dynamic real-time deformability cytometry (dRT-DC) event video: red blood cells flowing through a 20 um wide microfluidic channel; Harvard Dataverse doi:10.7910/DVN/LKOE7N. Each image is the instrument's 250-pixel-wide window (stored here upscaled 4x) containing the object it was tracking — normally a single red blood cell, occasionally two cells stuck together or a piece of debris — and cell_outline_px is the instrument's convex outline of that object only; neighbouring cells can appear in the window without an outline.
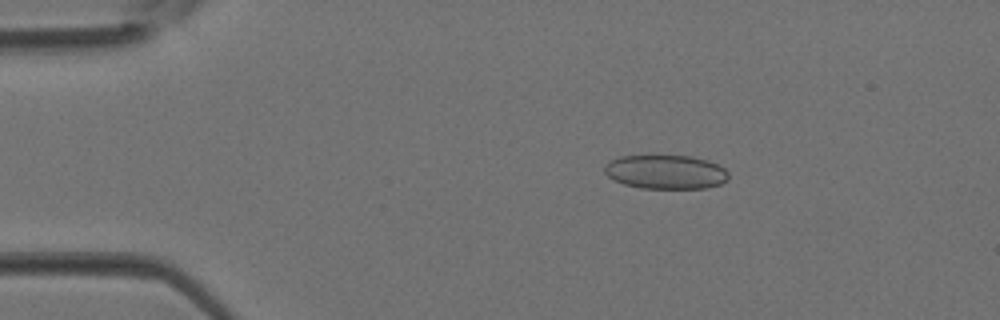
{"species": "Egyptian fruit bat (a non-hibernating species)", "species_latin": "Rousettus aegyptiacus", "temperature_condition": "room temperature", "stored_images_in_passage": 4, "camera_frame_rate_fps": 3000, "um_per_image_px": 0.085, "animal": {"sex": "female"}, "frame": {"image": 1, "passage_image": 2, "time_ms": 0.333, "image_size_px": [1000, 320], "cell_outline_px": [[728, 180], [720, 184], [704, 188], [640, 188], [624, 184], [612, 180], [604, 172], [604, 164], [620, 156], [692, 156], [708, 160], [724, 168], [728, 172]], "centroid_in_image_um": [56.57, 14.62], "position_along_channel_um": 28.4, "area_um2": 24.62}}